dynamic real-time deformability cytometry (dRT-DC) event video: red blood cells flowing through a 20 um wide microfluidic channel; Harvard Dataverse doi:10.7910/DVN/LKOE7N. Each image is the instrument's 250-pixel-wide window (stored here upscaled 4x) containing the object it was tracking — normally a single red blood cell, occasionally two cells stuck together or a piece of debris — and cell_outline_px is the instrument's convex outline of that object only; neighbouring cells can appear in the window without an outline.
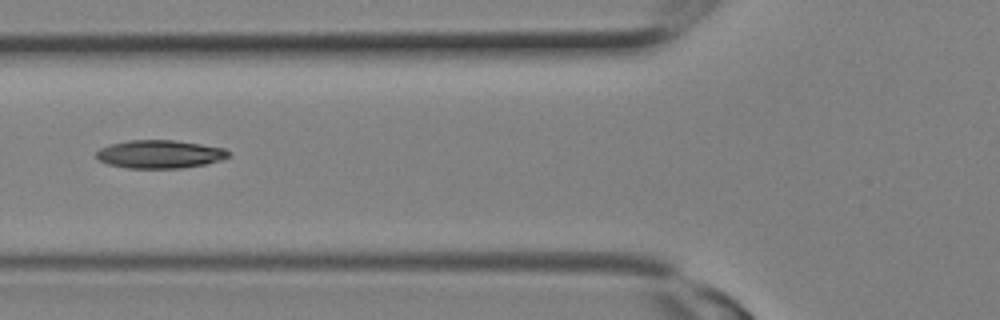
{"species": "Egyptian fruit bat (a non-hibernating species)", "species_latin": "Rousettus aegyptiacus", "temperature_condition": "room temperature", "stored_images_in_passage": 11, "camera_frame_rate_fps": 3000, "um_per_image_px": 0.085, "animal": {"sex": "female"}, "frame": {"image": 1, "passage_image": 10, "time_ms": 3.0, "image_size_px": [1000, 320], "cell_outline_px": [[232, 156], [220, 160], [204, 164], [184, 168], [128, 168], [108, 164], [100, 160], [96, 156], [96, 152], [100, 148], [112, 144], [128, 140], [172, 140], [200, 144], [224, 148]], "centroid_in_image_um": [13.59, 13.11], "position_along_channel_um": 112.2, "area_um2": 21.56}}